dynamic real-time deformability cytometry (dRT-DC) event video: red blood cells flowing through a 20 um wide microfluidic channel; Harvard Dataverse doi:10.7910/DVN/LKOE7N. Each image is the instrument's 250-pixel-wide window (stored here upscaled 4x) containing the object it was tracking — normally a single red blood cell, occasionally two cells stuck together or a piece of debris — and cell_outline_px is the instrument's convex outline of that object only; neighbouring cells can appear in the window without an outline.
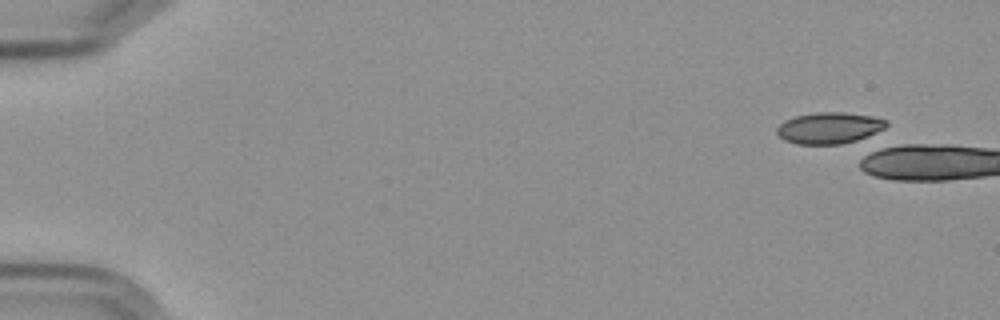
{"species": "Egyptian fruit bat (a non-hibernating species)", "species_latin": "Rousettus aegyptiacus", "temperature_condition": "cold", "stored_images_in_passage": 10, "camera_frame_rate_fps": 3000, "um_per_image_px": 0.085, "frame": {"image": 1, "passage_image": 1, "time_ms": 0.0, "image_size_px": [1000, 320], "cell_outline_px": [[888, 124], [876, 136], [840, 144], [796, 144], [784, 140], [776, 132], [776, 128], [784, 120], [796, 116], [816, 112], [844, 112], [872, 116], [888, 120]], "centroid_in_image_um": [70.54, 10.88], "position_along_channel_um": 14.5, "area_um2": 20.4}}
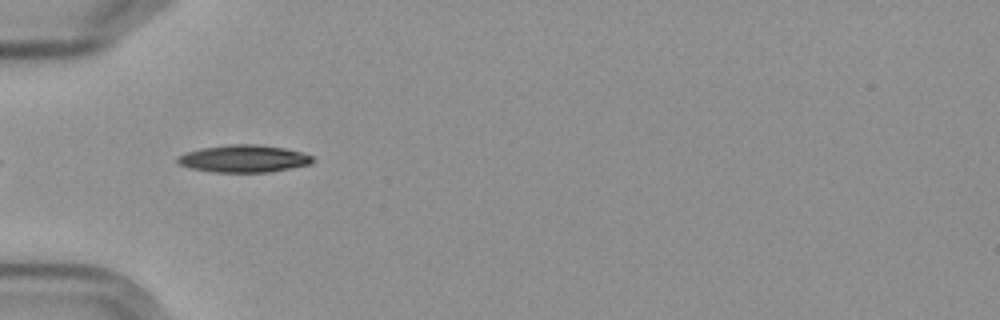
{"frame": {"image": 2, "passage_image": 7, "time_ms": 7.0, "image_size_px": [1000, 320], "cell_outline_px": [[312, 160], [308, 164], [268, 172], [216, 172], [192, 168], [180, 164], [176, 160], [176, 156], [200, 148], [232, 144], [256, 144], [284, 148], [300, 152], [312, 156]], "centroid_in_image_um": [20.67, 13.48], "position_along_channel_um": 64.3, "area_um2": 21.1}}
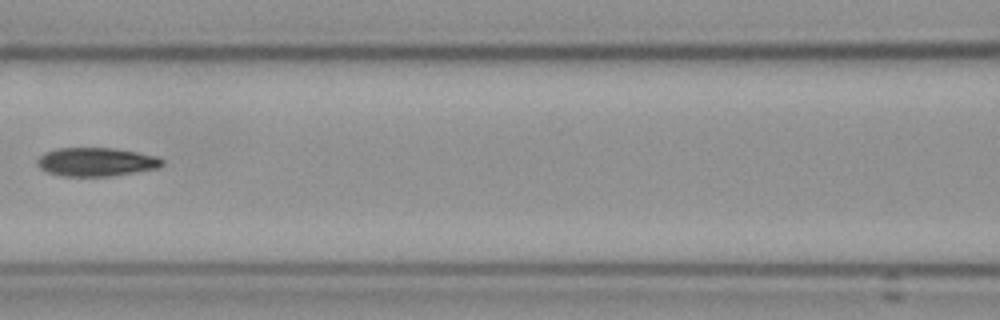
{"frame": {"image": 3, "passage_image": 9, "time_ms": 9.667, "image_size_px": [1000, 320], "cell_outline_px": [[164, 164], [156, 168], [108, 176], [68, 176], [48, 172], [40, 168], [40, 156], [44, 152], [56, 148], [116, 148], [156, 156], [164, 160]], "centroid_in_image_um": [8.2, 13.75], "position_along_channel_um": 158.4, "area_um2": 20.4}}